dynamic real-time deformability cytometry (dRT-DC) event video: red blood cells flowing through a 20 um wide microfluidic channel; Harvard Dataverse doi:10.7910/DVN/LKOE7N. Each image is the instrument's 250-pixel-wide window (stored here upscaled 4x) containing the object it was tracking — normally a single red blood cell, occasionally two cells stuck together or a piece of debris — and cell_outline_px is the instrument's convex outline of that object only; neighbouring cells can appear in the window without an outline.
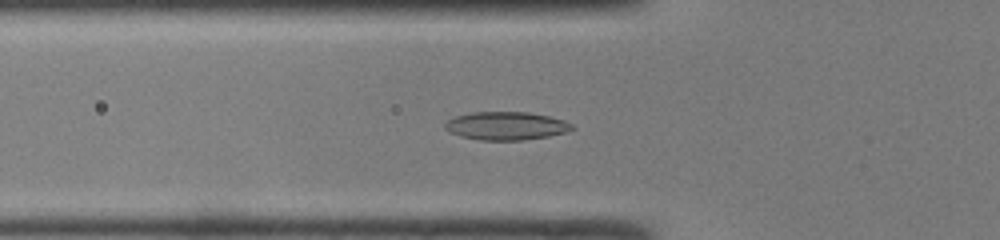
{"species": "common noctule bat (a hibernating species)", "species_latin": "Nyctalus noctula", "temperature_condition": "room temperature", "stored_images_in_passage": 48, "camera_frame_rate_fps": 3000, "um_per_image_px": 0.085, "animal": {"sex": "male", "body_mass_g": 19.0, "forearm_length_mm": 50.8}, "frame": {"image": 1, "passage_image": 17, "time_ms": 5.333, "image_size_px": [1000, 240], "cell_outline_px": [[576, 128], [564, 132], [548, 136], [524, 140], [480, 140], [460, 136], [448, 132], [444, 128], [444, 124], [448, 120], [456, 116], [472, 112], [528, 112], [548, 116], [564, 120], [572, 124]], "centroid_in_image_um": [43.0, 10.7], "position_along_channel_um": 82.8, "area_um2": 20.87}}
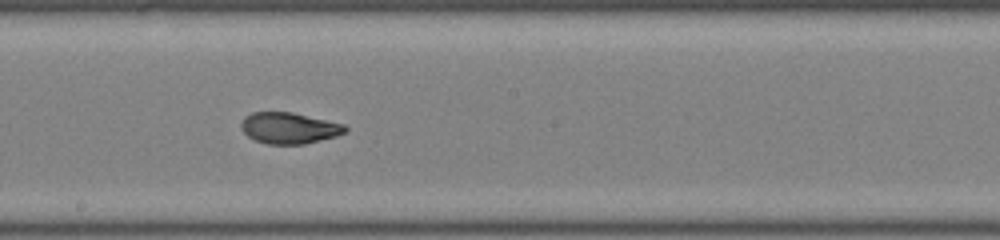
{"frame": {"image": 2, "passage_image": 27, "time_ms": 8.667, "image_size_px": [1000, 240], "cell_outline_px": [[348, 128], [344, 132], [336, 136], [304, 144], [268, 144], [256, 140], [248, 136], [244, 132], [240, 124], [244, 116], [252, 112], [292, 112], [344, 124]], "centroid_in_image_um": [24.56, 10.88], "position_along_channel_um": 223.6, "area_um2": 18.79}}
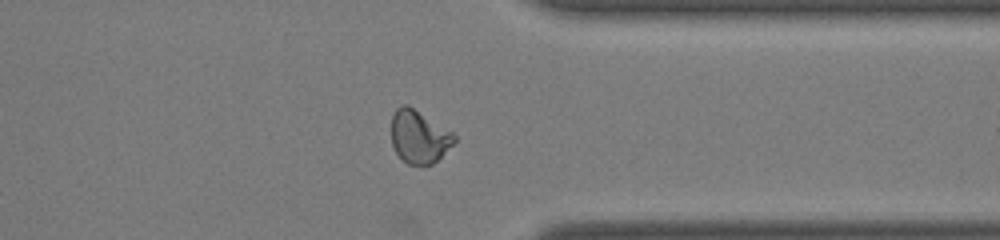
{"frame": {"image": 3, "passage_image": 38, "time_ms": 12.333, "image_size_px": [1000, 240], "cell_outline_px": [[456, 140], [432, 164], [424, 168], [420, 168], [408, 164], [396, 152], [392, 144], [392, 112], [400, 104], [408, 104], [452, 132], [456, 136]], "centroid_in_image_um": [35.59, 11.63], "position_along_channel_um": 375.8, "area_um2": 19.54}, "authors_computed_cell_mechanics": {"area_um2": 19.8543, "velocity_mm_per_s": 4.2252, "shape_relaxation_time_tau1_ms": null, "shape_relaxation_time_tau2_ms": 1.4924, "deformation_change_tau1": null, "deformation_change_tau2": 0.0622}}